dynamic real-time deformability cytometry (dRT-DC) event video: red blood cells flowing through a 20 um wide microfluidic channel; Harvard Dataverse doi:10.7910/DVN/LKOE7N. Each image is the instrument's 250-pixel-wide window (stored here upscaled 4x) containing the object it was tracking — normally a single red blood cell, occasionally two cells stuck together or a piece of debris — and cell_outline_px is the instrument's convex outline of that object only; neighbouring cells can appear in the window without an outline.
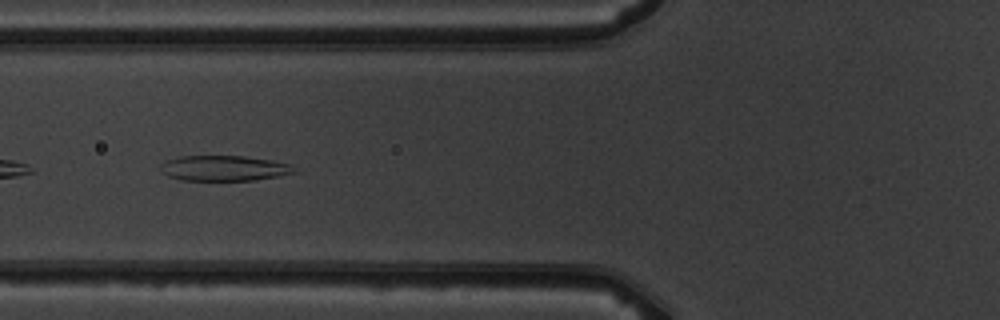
{"species": "common noctule bat (a hibernating species)", "species_latin": "Nyctalus noctula", "temperature_condition": "warm", "stored_images_in_passage": 9, "camera_frame_rate_fps": 3000, "um_per_image_px": 0.085, "animal": {"sex": "male", "body_mass_g": 19.5, "forearm_length_mm": 54.6}, "frame": {"image": 1, "passage_image": 6, "time_ms": 6.0, "image_size_px": [1000, 320], "cell_outline_px": [[300, 172], [252, 180], [180, 180], [168, 176], [160, 172], [160, 164], [168, 160], [180, 156], [244, 156], [272, 160], [288, 164]], "centroid_in_image_um": [19.01, 14.3], "position_along_channel_um": 106.8, "area_um2": 19.71}}
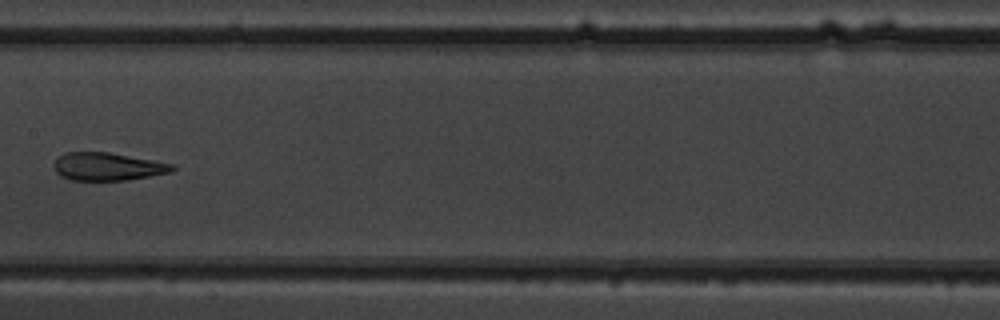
{"frame": {"image": 2, "passage_image": 8, "time_ms": 8.333, "image_size_px": [1000, 320], "cell_outline_px": [[176, 168], [172, 172], [128, 180], [72, 180], [60, 176], [56, 172], [52, 164], [56, 156], [64, 152], [108, 152], [176, 164]], "centroid_in_image_um": [9.13, 14.15], "position_along_channel_um": 198.3, "area_um2": 19.54}}
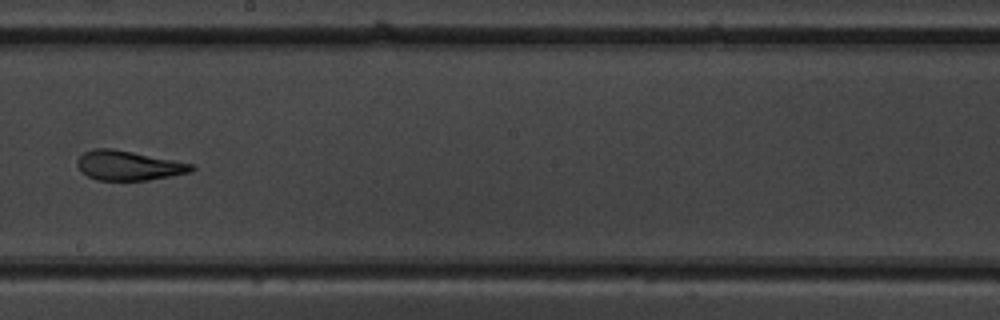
{"frame": {"image": 3, "passage_image": 9, "time_ms": 9.333, "image_size_px": [1000, 320], "cell_outline_px": [[196, 168], [192, 172], [148, 180], [96, 180], [80, 172], [76, 164], [76, 160], [84, 152], [96, 148], [112, 148], [192, 164]], "centroid_in_image_um": [10.88, 14.08], "position_along_channel_um": 237.3, "area_um2": 19.59}}